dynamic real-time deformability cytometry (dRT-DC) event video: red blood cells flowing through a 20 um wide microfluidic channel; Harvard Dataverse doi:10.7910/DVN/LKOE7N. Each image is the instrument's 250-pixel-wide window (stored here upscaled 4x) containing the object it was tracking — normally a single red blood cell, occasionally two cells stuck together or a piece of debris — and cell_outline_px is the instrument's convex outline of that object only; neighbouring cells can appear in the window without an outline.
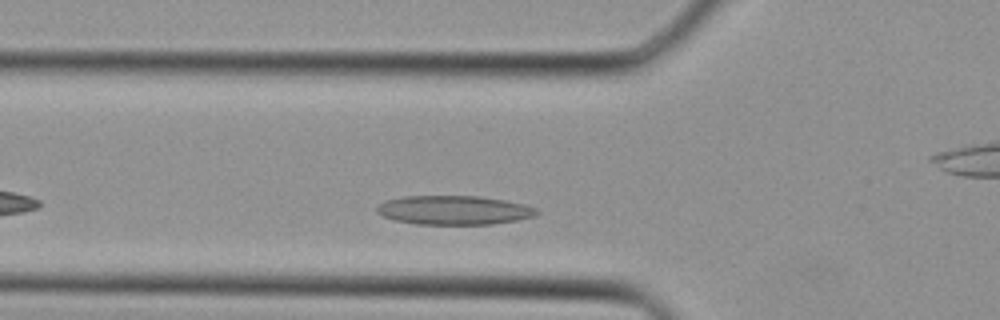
{"species": "Egyptian fruit bat (a non-hibernating species)", "species_latin": "Rousettus aegyptiacus", "temperature_condition": "cold", "stored_images_in_passage": 23, "camera_frame_rate_fps": 3000, "um_per_image_px": 0.085, "animal": {"sex": "female"}, "frame": {"image": 1, "passage_image": 5, "time_ms": 1.333, "image_size_px": [1000, 320], "cell_outline_px": [[540, 212], [536, 216], [516, 220], [492, 224], [416, 224], [396, 220], [384, 216], [376, 212], [376, 208], [384, 200], [400, 196], [480, 196], [504, 200], [524, 204], [536, 208]], "centroid_in_image_um": [38.59, 17.85], "position_along_channel_um": 87.2, "area_um2": 27.11}}
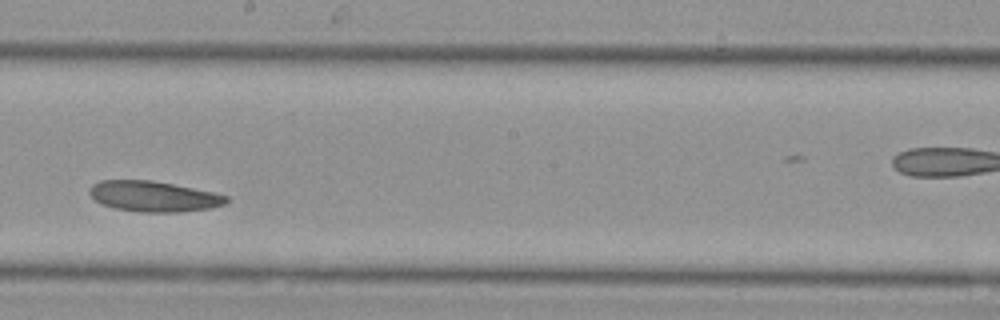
{"frame": {"image": 2, "passage_image": 14, "time_ms": 4.333, "image_size_px": [1000, 320], "cell_outline_px": [[228, 200], [224, 204], [212, 208], [176, 212], [140, 212], [116, 208], [100, 204], [88, 192], [92, 184], [100, 180], [152, 180], [212, 192], [228, 196]], "centroid_in_image_um": [13.03, 16.69], "position_along_channel_um": 235.2, "area_um2": 24.22}}
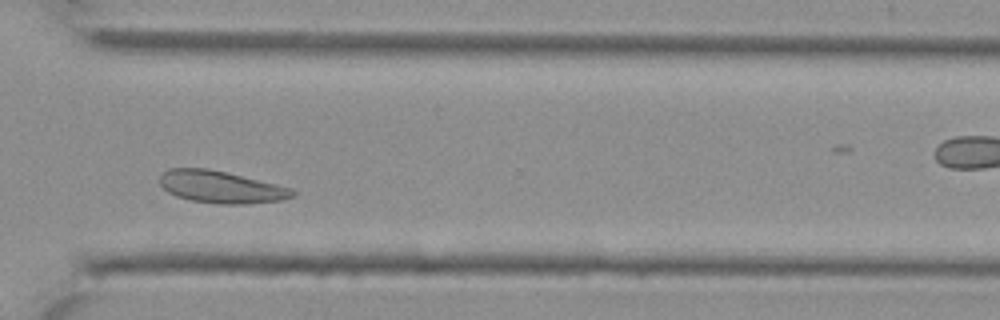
{"frame": {"image": 3, "passage_image": 21, "time_ms": 6.667, "image_size_px": [1000, 320], "cell_outline_px": [[296, 196], [280, 200], [248, 204], [220, 204], [188, 200], [176, 196], [168, 192], [160, 184], [160, 172], [168, 168], [208, 168], [276, 184], [292, 188], [296, 192]], "centroid_in_image_um": [18.76, 15.89], "position_along_channel_um": 351.8, "area_um2": 24.97}}